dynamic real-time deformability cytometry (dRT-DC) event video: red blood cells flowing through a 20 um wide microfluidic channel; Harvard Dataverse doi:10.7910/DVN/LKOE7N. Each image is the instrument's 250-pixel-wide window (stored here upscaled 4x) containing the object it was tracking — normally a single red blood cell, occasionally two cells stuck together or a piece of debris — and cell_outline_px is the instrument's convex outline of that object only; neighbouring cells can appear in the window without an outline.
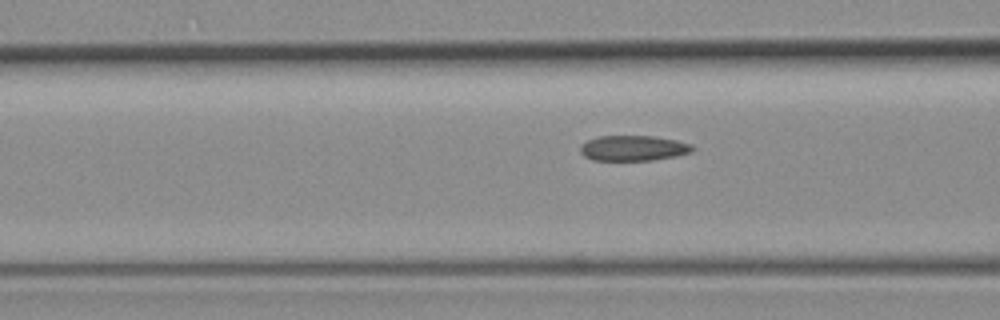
{"species": "common noctule bat (a hibernating species)", "species_latin": "Nyctalus noctula", "temperature_condition": "room temperature", "stored_images_in_passage": 7, "camera_frame_rate_fps": 3000, "um_per_image_px": 0.085, "animal": {"sex": "female", "body_mass_g": 19.3, "forearm_length_mm": 54.1}, "frame": {"image": 1, "passage_image": 7, "time_ms": 7.333, "image_size_px": [1000, 320], "cell_outline_px": [[696, 148], [692, 152], [676, 156], [652, 160], [592, 160], [584, 156], [580, 152], [580, 144], [588, 140], [600, 136], [652, 136], [676, 140], [692, 144]], "centroid_in_image_um": [53.84, 12.59], "position_along_channel_um": 112.8, "area_um2": 16.65}}